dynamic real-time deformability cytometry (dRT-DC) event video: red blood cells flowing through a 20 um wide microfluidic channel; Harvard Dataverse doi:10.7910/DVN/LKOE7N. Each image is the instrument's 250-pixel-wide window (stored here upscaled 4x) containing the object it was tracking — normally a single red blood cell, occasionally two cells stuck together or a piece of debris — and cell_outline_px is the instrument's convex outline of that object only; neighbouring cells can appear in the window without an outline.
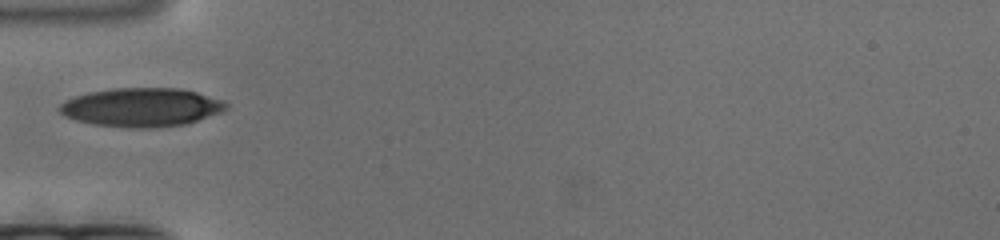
{"species": "human", "species_latin": "Homo sapiens", "temperature_condition": "cold", "stored_images_in_passage": 43, "camera_frame_rate_fps": 3000, "um_per_image_px": 0.085, "donor": {"sex": "female"}, "frame": {"image": 1, "passage_image": 1, "time_ms": 0.0, "image_size_px": [1000, 240], "cell_outline_px": [[228, 108], [220, 112], [184, 124], [144, 128], [136, 128], [96, 124], [76, 120], [64, 116], [56, 108], [64, 100], [88, 92], [112, 88], [180, 88], [196, 92], [224, 100], [228, 104]], "centroid_in_image_um": [12.0, 9.1], "position_along_channel_um": 73.0, "area_um2": 37.34}}
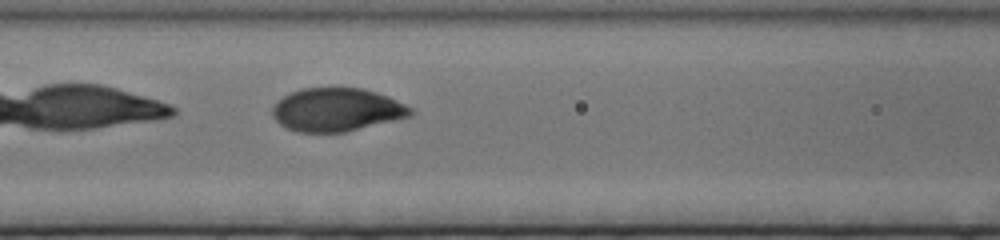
{"frame": {"image": 2, "passage_image": 18, "time_ms": 5.667, "image_size_px": [1000, 240], "cell_outline_px": [[416, 112], [412, 116], [344, 132], [296, 132], [280, 124], [276, 120], [272, 112], [272, 108], [284, 96], [292, 92], [304, 88], [364, 88], [388, 96], [412, 108]], "centroid_in_image_um": [28.66, 9.33], "position_along_channel_um": 137.9, "area_um2": 34.62}}
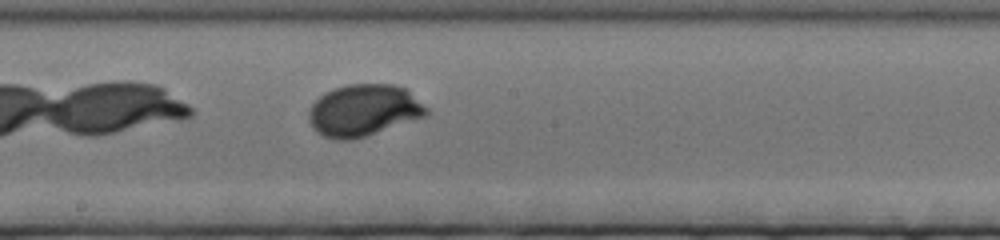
{"frame": {"image": 3, "passage_image": 39, "time_ms": 12.667, "image_size_px": [1000, 240], "cell_outline_px": [[428, 112], [424, 116], [352, 140], [336, 140], [324, 136], [316, 132], [308, 120], [308, 108], [324, 92], [348, 84], [392, 84], [404, 88], [428, 108]], "centroid_in_image_um": [30.85, 9.37], "position_along_channel_um": 217.4, "area_um2": 35.08}}